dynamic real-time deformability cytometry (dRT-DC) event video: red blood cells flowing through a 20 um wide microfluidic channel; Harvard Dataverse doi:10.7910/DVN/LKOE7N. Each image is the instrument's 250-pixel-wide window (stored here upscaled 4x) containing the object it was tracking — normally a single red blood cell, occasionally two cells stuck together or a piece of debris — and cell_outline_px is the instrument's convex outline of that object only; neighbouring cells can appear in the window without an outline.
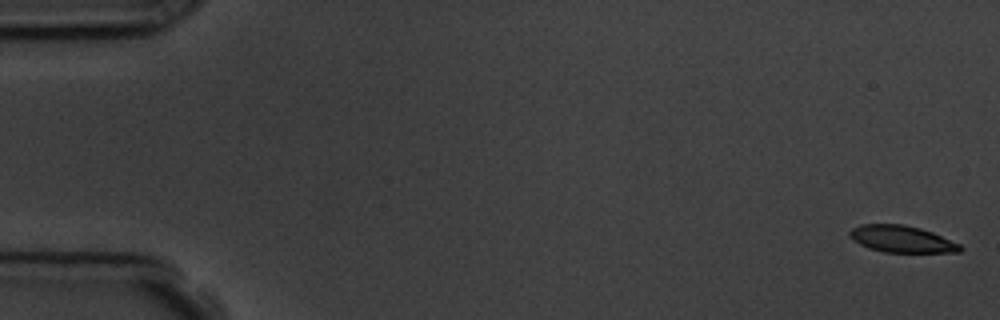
{"species": "common noctule bat (a hibernating species)", "species_latin": "Nyctalus noctula", "temperature_condition": "room temperature", "stored_images_in_passage": 7, "camera_frame_rate_fps": 3000, "um_per_image_px": 0.085, "animal": {"sex": "male", "body_mass_g": 19.5, "forearm_length_mm": 54.6}, "frame": {"image": 1, "passage_image": 1, "time_ms": 0.0, "image_size_px": [1000, 320], "cell_outline_px": [[964, 248], [960, 252], [884, 252], [868, 248], [852, 240], [848, 236], [848, 232], [852, 228], [860, 224], [904, 224], [920, 228], [932, 232], [960, 244]], "centroid_in_image_um": [76.61, 20.31], "position_along_channel_um": 8.4, "area_um2": 17.34}}
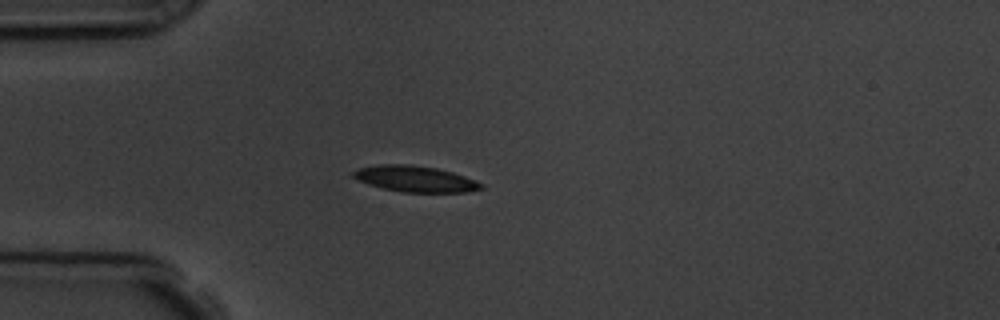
{"frame": {"image": 2, "passage_image": 5, "time_ms": 4.667, "image_size_px": [1000, 320], "cell_outline_px": [[484, 188], [468, 192], [404, 192], [384, 188], [368, 184], [352, 176], [352, 172], [360, 168], [376, 164], [408, 164], [436, 168], [452, 172], [476, 180], [484, 184]], "centroid_in_image_um": [35.33, 15.2], "position_along_channel_um": 49.7, "area_um2": 19.31}}